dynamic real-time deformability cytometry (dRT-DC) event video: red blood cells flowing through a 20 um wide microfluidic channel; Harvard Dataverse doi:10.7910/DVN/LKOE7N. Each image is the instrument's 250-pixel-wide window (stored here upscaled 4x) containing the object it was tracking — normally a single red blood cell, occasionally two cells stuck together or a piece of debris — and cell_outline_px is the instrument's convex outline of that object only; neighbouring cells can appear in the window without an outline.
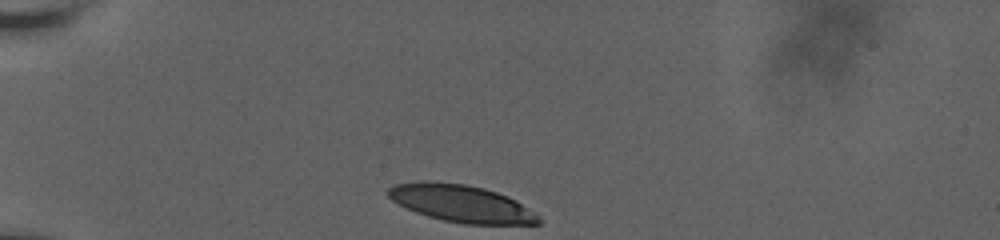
{"species": "human", "species_latin": "Homo sapiens", "temperature_condition": "room temperature", "stored_images_in_passage": 39, "camera_frame_rate_fps": 3000, "um_per_image_px": 0.085, "donor": {"sex": "male"}, "frame": {"image": 1, "passage_image": 1, "time_ms": 0.0, "image_size_px": [1000, 240], "cell_outline_px": [[540, 224], [464, 224], [444, 220], [428, 216], [416, 212], [392, 200], [388, 196], [388, 188], [396, 184], [464, 184], [484, 188], [508, 196], [516, 200], [532, 212], [540, 220]], "centroid_in_image_um": [39.27, 17.34], "position_along_channel_um": 45.7, "area_um2": 31.21}}
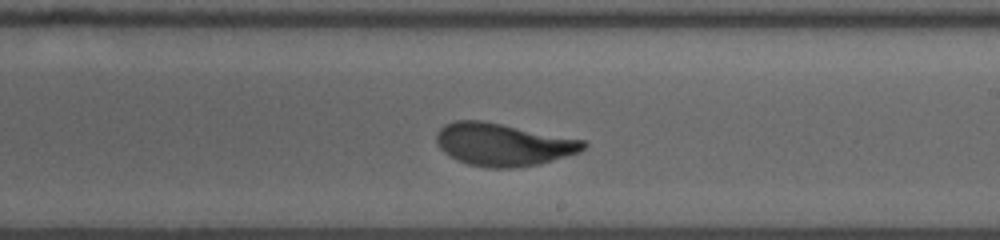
{"frame": {"image": 2, "passage_image": 20, "time_ms": 6.667, "image_size_px": [1000, 240], "cell_outline_px": [[588, 144], [580, 152], [540, 164], [516, 168], [488, 168], [468, 164], [456, 160], [444, 152], [436, 144], [436, 132], [444, 124], [456, 120], [480, 120], [584, 140]], "centroid_in_image_um": [42.73, 12.29], "position_along_channel_um": 246.3, "area_um2": 36.53}}
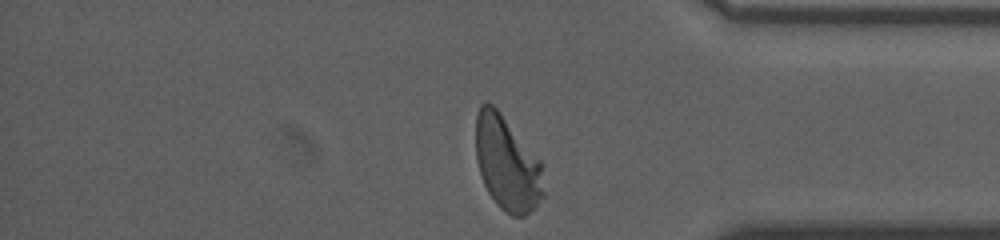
{"frame": {"image": 3, "passage_image": 39, "time_ms": 11.0, "image_size_px": [1000, 240], "cell_outline_px": [[544, 196], [524, 216], [512, 216], [500, 208], [496, 204], [488, 192], [480, 176], [476, 160], [476, 116], [480, 104], [492, 104], [500, 112], [540, 160], [544, 192]], "centroid_in_image_um": [43.08, 13.91], "position_along_channel_um": 392.1, "area_um2": 36.93}, "authors_computed_cell_mechanics": {"area_um2": 36.4718, "velocity_mm_per_s": 3.6385, "shape_relaxation_time_tau1_ms": 3.7032, "shape_relaxation_time_tau2_ms": 0.7509, "deformation_change_tau1": 0.1852, "deformation_change_tau2": 0.0691}}